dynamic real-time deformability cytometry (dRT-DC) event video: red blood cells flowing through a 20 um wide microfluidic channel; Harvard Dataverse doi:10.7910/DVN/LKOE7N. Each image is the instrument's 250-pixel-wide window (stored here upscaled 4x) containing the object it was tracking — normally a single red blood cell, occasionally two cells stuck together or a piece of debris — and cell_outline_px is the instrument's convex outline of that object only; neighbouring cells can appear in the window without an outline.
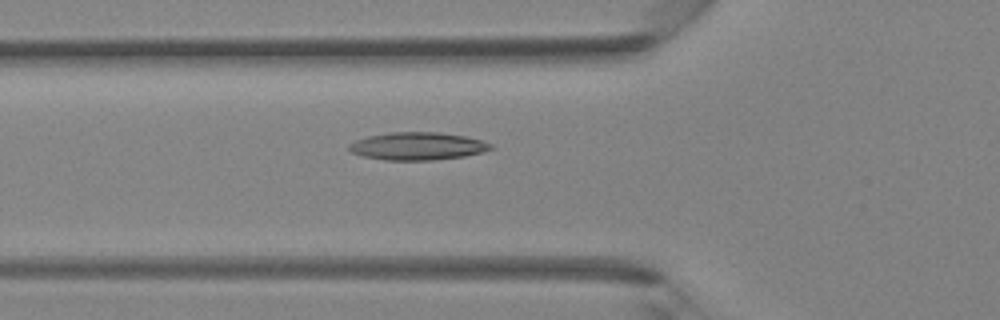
{"species": "Egyptian fruit bat (a non-hibernating species)", "species_latin": "Rousettus aegyptiacus", "temperature_condition": "room temperature", "stored_images_in_passage": 31, "camera_frame_rate_fps": 3000, "um_per_image_px": 0.085, "animal": {"sex": "female"}, "frame": {"image": 1, "passage_image": 7, "time_ms": 2.0, "image_size_px": [1000, 320], "cell_outline_px": [[496, 148], [484, 152], [464, 156], [432, 160], [384, 160], [364, 156], [352, 152], [348, 148], [348, 144], [356, 140], [368, 136], [388, 132], [440, 132], [464, 136], [480, 140], [492, 144]], "centroid_in_image_um": [35.51, 12.42], "position_along_channel_um": 90.3, "area_um2": 22.95}}
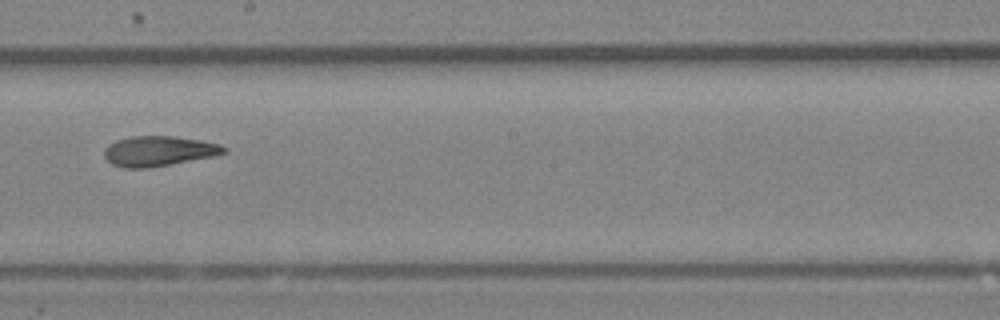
{"frame": {"image": 2, "passage_image": 16, "time_ms": 5.0, "image_size_px": [1000, 320], "cell_outline_px": [[228, 152], [216, 156], [148, 168], [124, 168], [112, 164], [104, 156], [104, 148], [108, 144], [116, 140], [128, 136], [172, 136], [200, 140], [220, 144], [228, 148]], "centroid_in_image_um": [13.5, 12.84], "position_along_channel_um": 234.7, "area_um2": 21.21}}
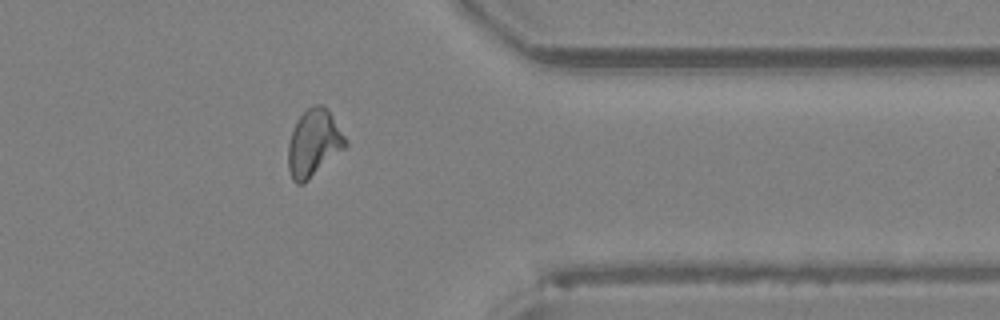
{"frame": {"image": 3, "passage_image": 26, "time_ms": 8.333, "image_size_px": [1000, 320], "cell_outline_px": [[348, 144], [344, 148], [304, 184], [296, 184], [292, 180], [288, 168], [288, 144], [296, 120], [308, 108], [316, 104], [320, 104], [332, 116], [348, 140]], "centroid_in_image_um": [26.65, 12.19], "position_along_channel_um": 384.7, "area_um2": 22.14}}